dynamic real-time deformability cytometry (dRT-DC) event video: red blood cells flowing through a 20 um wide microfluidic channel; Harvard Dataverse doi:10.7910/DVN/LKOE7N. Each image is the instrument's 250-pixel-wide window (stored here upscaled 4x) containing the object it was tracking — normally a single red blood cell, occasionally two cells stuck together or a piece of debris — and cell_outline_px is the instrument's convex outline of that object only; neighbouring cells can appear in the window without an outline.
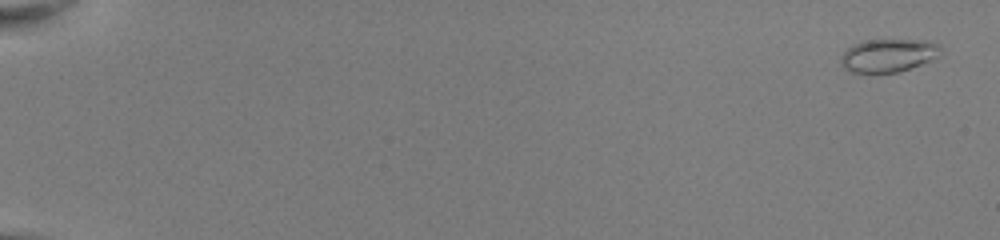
{"species": "common noctule bat (a hibernating species)", "species_latin": "Nyctalus noctula", "temperature_condition": "room temperature", "stored_images_in_passage": 53, "camera_frame_rate_fps": 3000, "um_per_image_px": 0.085, "animal": {"sex": "female", "body_mass_g": 22.0, "forearm_length_mm": 56.7}, "frame": {"image": 1, "passage_image": 2, "time_ms": 0.333, "image_size_px": [1000, 240], "cell_outline_px": [[940, 56], [932, 60], [896, 72], [848, 72], [840, 64], [840, 56], [852, 44], [864, 40], [932, 40], [940, 44]], "centroid_in_image_um": [75.5, 4.69], "position_along_channel_um": 9.5, "area_um2": 19.36}}
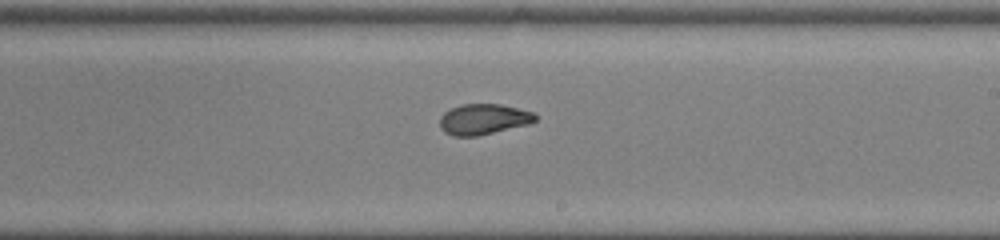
{"frame": {"image": 2, "passage_image": 34, "time_ms": 11.0, "image_size_px": [1000, 240], "cell_outline_px": [[540, 116], [536, 120], [528, 124], [476, 136], [452, 136], [444, 132], [440, 128], [440, 116], [444, 112], [460, 104], [500, 104], [532, 112]], "centroid_in_image_um": [41.07, 10.13], "position_along_channel_um": 247.9, "area_um2": 16.99}}
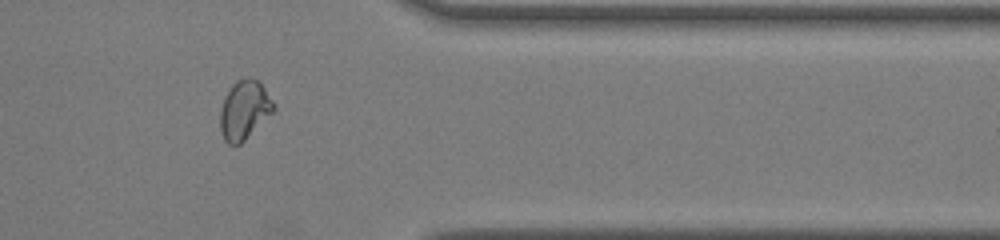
{"frame": {"image": 3, "passage_image": 45, "time_ms": 14.667, "image_size_px": [1000, 240], "cell_outline_px": [[276, 108], [240, 144], [228, 144], [224, 140], [220, 128], [220, 108], [224, 96], [232, 84], [236, 80], [248, 76], [256, 80], [264, 88], [276, 104]], "centroid_in_image_um": [20.75, 9.32], "position_along_channel_um": 390.7, "area_um2": 18.26}, "authors_computed_cell_mechanics": {"area_um2": 18.2648, "velocity_mm_per_s": 4.0764, "shape_relaxation_time_tau1_ms": 5.0474, "shape_relaxation_time_tau2_ms": 1.4972, "deformation_change_tau1": 0.1837, "deformation_change_tau2": 0.074}}